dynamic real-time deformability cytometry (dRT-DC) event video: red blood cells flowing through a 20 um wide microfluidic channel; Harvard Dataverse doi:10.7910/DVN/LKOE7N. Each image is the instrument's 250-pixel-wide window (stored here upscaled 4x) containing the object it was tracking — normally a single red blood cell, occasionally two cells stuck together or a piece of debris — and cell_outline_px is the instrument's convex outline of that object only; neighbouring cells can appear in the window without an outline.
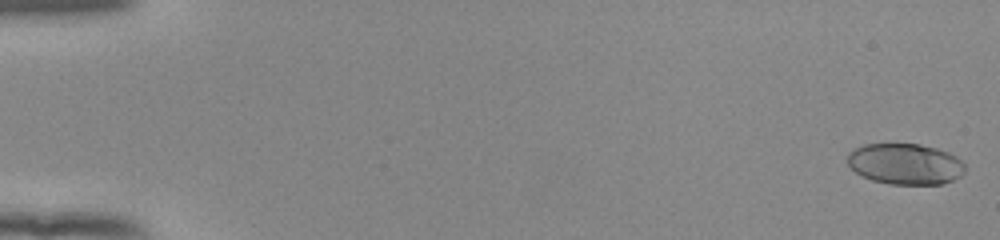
{"species": "human", "species_latin": "Homo sapiens", "temperature_condition": "room temperature", "stored_images_in_passage": 54, "camera_frame_rate_fps": 3000, "um_per_image_px": 0.085, "donor": {"sex": "female"}, "frame": {"image": 1, "passage_image": 1, "time_ms": 0.0, "image_size_px": [1000, 240], "cell_outline_px": [[964, 172], [960, 176], [952, 180], [940, 184], [888, 184], [872, 180], [856, 172], [848, 164], [848, 152], [852, 148], [864, 144], [920, 144], [936, 148], [948, 152], [956, 156], [964, 164]], "centroid_in_image_um": [76.93, 13.93], "position_along_channel_um": 8.1, "area_um2": 28.03}}
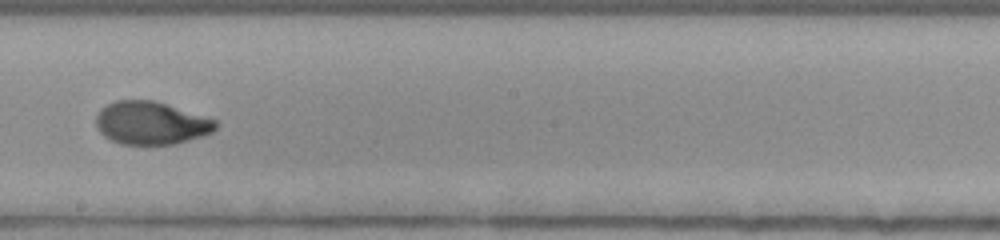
{"frame": {"image": 2, "passage_image": 32, "time_ms": 10.333, "image_size_px": [1000, 240], "cell_outline_px": [[220, 124], [212, 132], [200, 136], [172, 144], [120, 144], [104, 136], [100, 132], [96, 124], [96, 116], [100, 108], [116, 100], [152, 100], [216, 120]], "centroid_in_image_um": [12.8, 10.45], "position_along_channel_um": 235.4, "area_um2": 29.54}}
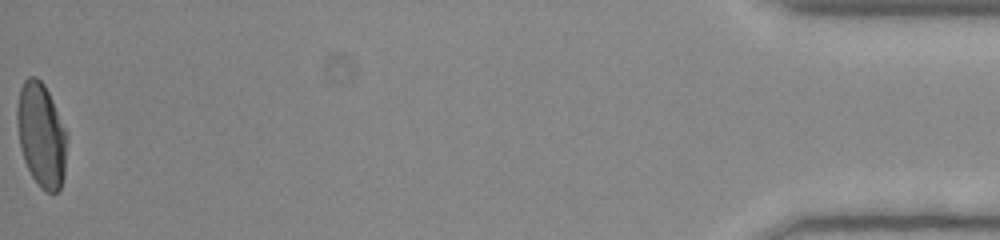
{"frame": {"image": 3, "passage_image": 54, "time_ms": 17.667, "image_size_px": [1000, 240], "cell_outline_px": [[68, 136], [64, 176], [60, 188], [56, 192], [44, 192], [40, 188], [32, 176], [24, 160], [20, 148], [16, 120], [16, 108], [20, 88], [24, 80], [28, 76], [36, 76], [44, 84], [68, 132]], "centroid_in_image_um": [3.52, 11.47], "position_along_channel_um": 431.7, "area_um2": 30.69}, "authors_computed_cell_mechanics": {"area_um2": 29.7959, "velocity_mm_per_s": 3.927, "shape_relaxation_time_tau1_ms": 6.5615, "shape_relaxation_time_tau2_ms": null, "deformation_change_tau1": 0.2449, "deformation_change_tau2": null}}